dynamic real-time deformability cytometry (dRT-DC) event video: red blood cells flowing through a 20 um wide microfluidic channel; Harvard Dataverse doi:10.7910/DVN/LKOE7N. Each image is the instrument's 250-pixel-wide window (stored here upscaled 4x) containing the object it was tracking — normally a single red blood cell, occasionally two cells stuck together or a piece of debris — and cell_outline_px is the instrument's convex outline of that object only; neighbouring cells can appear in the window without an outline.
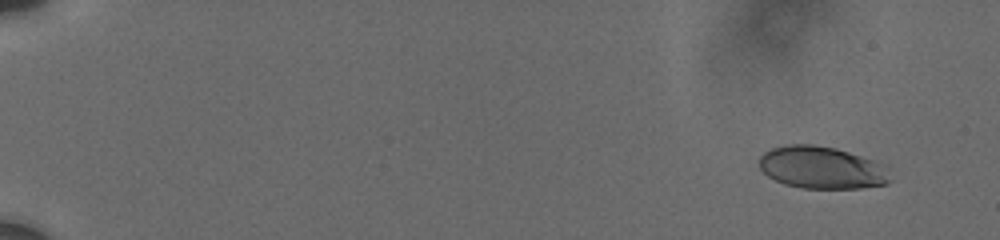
{"species": "human", "species_latin": "Homo sapiens", "temperature_condition": "cold", "stored_images_in_passage": 25, "camera_frame_rate_fps": 3000, "um_per_image_px": 0.085, "donor": {"sex": "male"}, "frame": {"image": 1, "passage_image": 1, "time_ms": 0.0, "image_size_px": [1000, 240], "cell_outline_px": [[892, 180], [888, 184], [860, 188], [804, 188], [784, 184], [768, 176], [760, 168], [760, 156], [764, 152], [772, 148], [788, 144], [812, 144], [836, 148], [888, 164]], "centroid_in_image_um": [69.93, 14.24], "position_along_channel_um": 15.1, "area_um2": 32.71}}
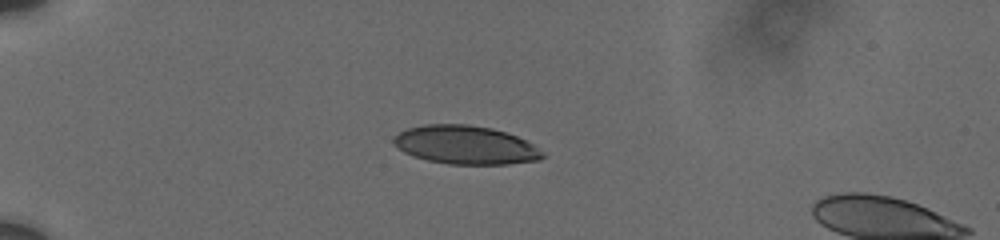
{"frame": {"image": 2, "passage_image": 19, "time_ms": 4.333, "image_size_px": [1000, 240], "cell_outline_px": [[544, 156], [540, 160], [508, 164], [448, 164], [428, 160], [412, 156], [404, 152], [392, 140], [400, 132], [408, 128], [424, 124], [468, 124], [492, 128], [516, 136], [532, 144], [544, 152]], "centroid_in_image_um": [39.58, 12.32], "position_along_channel_um": 45.4, "area_um2": 33.23}}